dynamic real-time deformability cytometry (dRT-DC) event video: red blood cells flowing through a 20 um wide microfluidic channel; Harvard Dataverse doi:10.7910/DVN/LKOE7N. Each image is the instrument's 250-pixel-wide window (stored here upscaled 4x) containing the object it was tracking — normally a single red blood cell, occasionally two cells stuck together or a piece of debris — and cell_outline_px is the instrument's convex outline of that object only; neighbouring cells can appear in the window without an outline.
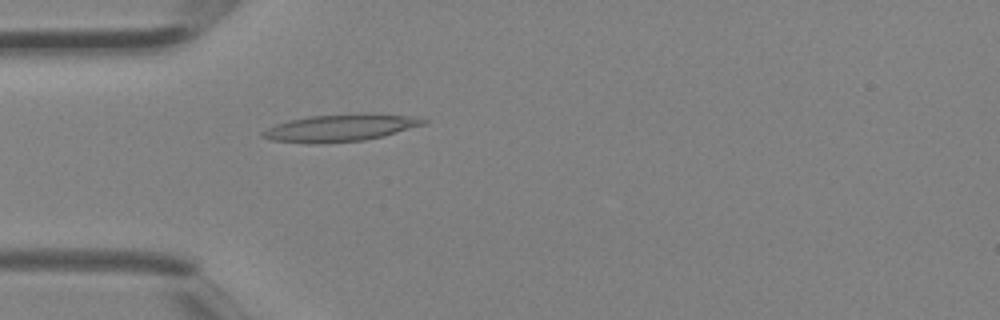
{"species": "Egyptian fruit bat (a non-hibernating species)", "species_latin": "Rousettus aegyptiacus", "temperature_condition": "room temperature", "stored_images_in_passage": 4, "camera_frame_rate_fps": 3000, "um_per_image_px": 0.085, "animal": {"sex": "female"}, "frame": {"image": 1, "passage_image": 4, "time_ms": 1.0, "image_size_px": [1000, 320], "cell_outline_px": [[428, 124], [384, 136], [364, 140], [312, 144], [308, 144], [272, 140], [260, 136], [260, 132], [276, 124], [288, 120], [308, 116], [368, 112], [372, 112], [408, 116], [428, 120]], "centroid_in_image_um": [28.95, 10.85], "position_along_channel_um": 56.0, "area_um2": 25.89}}